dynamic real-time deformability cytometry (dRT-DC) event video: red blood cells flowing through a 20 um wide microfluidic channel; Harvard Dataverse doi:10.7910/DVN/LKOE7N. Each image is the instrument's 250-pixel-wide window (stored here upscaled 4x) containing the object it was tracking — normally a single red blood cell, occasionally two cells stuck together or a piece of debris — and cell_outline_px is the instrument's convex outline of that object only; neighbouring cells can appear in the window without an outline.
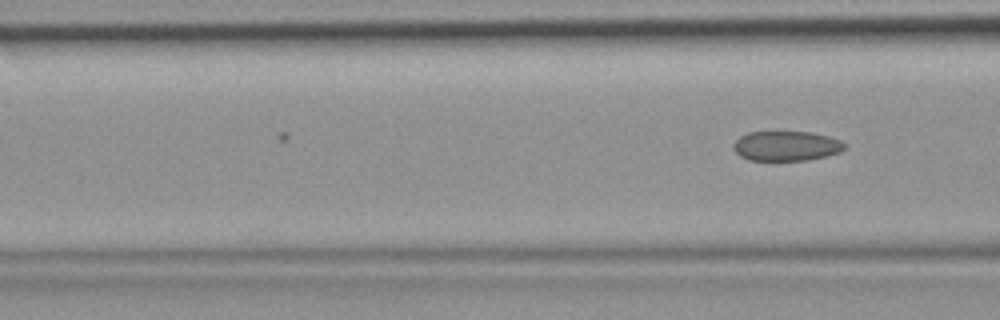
{"species": "common noctule bat (a hibernating species)", "species_latin": "Nyctalus noctula", "temperature_condition": "room temperature", "stored_images_in_passage": 9, "camera_frame_rate_fps": 3000, "um_per_image_px": 0.085, "animal": {"sex": "female", "body_mass_g": 19.9}, "frame": {"image": 1, "passage_image": 9, "time_ms": 2.667, "image_size_px": [1000, 320], "cell_outline_px": [[844, 148], [840, 152], [828, 156], [808, 160], [748, 160], [740, 156], [732, 148], [732, 144], [740, 136], [748, 132], [808, 132], [828, 136], [840, 140], [844, 144]], "centroid_in_image_um": [66.8, 12.41], "position_along_channel_um": 99.8, "area_um2": 19.31}}